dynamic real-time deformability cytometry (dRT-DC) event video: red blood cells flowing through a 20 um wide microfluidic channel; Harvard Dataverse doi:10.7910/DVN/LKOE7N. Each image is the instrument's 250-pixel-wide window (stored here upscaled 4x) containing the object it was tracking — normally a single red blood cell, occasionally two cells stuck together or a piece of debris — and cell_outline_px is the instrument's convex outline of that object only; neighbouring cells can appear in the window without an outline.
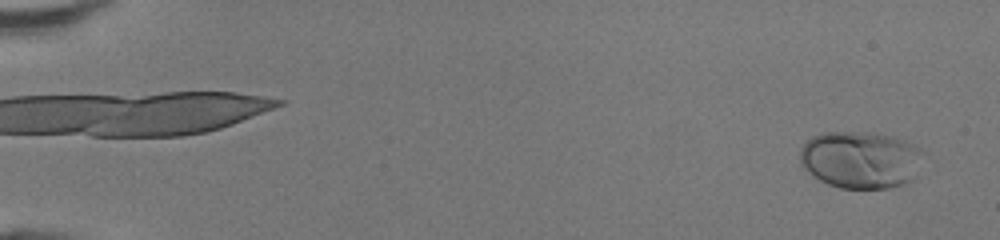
{"species": "human", "species_latin": "Homo sapiens", "temperature_condition": "room temperature", "stored_images_in_passage": 49, "camera_frame_rate_fps": 3000, "um_per_image_px": 0.085, "donor": {"sex": "female"}, "frame": {"image": 1, "passage_image": 3, "time_ms": 0.667, "image_size_px": [1000, 240], "cell_outline_px": [[924, 152], [916, 180], [904, 184], [888, 188], [840, 188], [828, 184], [820, 180], [804, 168], [800, 164], [800, 148], [812, 136], [820, 132], [872, 132], [892, 136], [916, 144]], "centroid_in_image_um": [73.2, 13.57], "position_along_channel_um": 11.8, "area_um2": 41.79}}
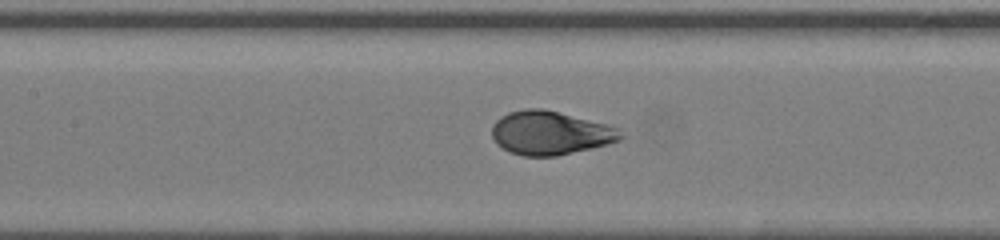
{"frame": {"image": 2, "passage_image": 25, "time_ms": 8.0, "image_size_px": [1000, 240], "cell_outline_px": [[624, 136], [620, 140], [608, 144], [592, 148], [556, 156], [524, 156], [512, 152], [496, 144], [492, 136], [492, 124], [500, 116], [508, 112], [524, 108], [544, 108], [608, 124], [620, 128]], "centroid_in_image_um": [46.78, 11.28], "position_along_channel_um": 160.6, "area_um2": 33.06}}
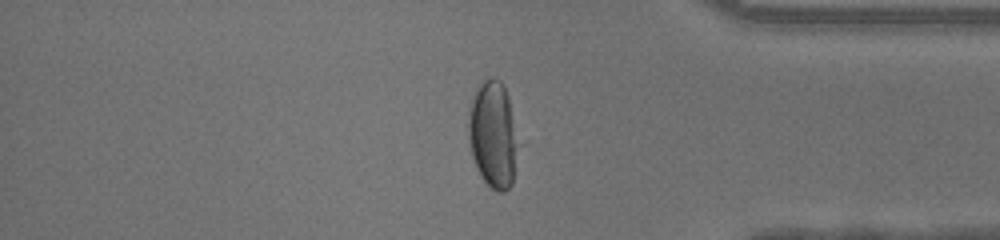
{"frame": {"image": 3, "passage_image": 42, "time_ms": 13.667, "image_size_px": [1000, 240], "cell_outline_px": [[516, 144], [512, 184], [504, 192], [496, 192], [480, 176], [472, 156], [468, 140], [468, 108], [480, 80], [492, 76], [500, 80], [504, 84], [508, 96]], "centroid_in_image_um": [41.84, 11.39], "position_along_channel_um": 393.4, "area_um2": 30.52}}